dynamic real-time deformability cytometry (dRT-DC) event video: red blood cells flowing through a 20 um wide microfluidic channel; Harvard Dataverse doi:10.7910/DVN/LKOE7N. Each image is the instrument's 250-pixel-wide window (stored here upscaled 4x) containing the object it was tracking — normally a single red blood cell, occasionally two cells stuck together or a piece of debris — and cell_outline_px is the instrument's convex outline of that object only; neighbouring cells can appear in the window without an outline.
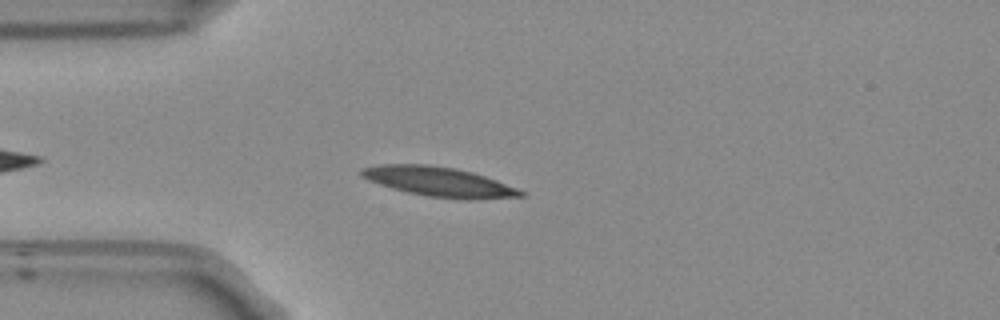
{"species": "Egyptian fruit bat (a non-hibernating species)", "species_latin": "Rousettus aegyptiacus", "temperature_condition": "room temperature", "stored_images_in_passage": 43, "camera_frame_rate_fps": 3000, "um_per_image_px": 0.085, "frame": {"image": 1, "passage_image": 6, "time_ms": 1.667, "image_size_px": [1000, 320], "cell_outline_px": [[524, 196], [468, 200], [428, 196], [408, 192], [392, 188], [368, 180], [360, 176], [360, 168], [384, 164], [428, 164], [456, 168], [472, 172], [496, 180], [516, 188], [524, 192]], "centroid_in_image_um": [37.28, 15.44], "position_along_channel_um": 47.7, "area_um2": 27.28}}
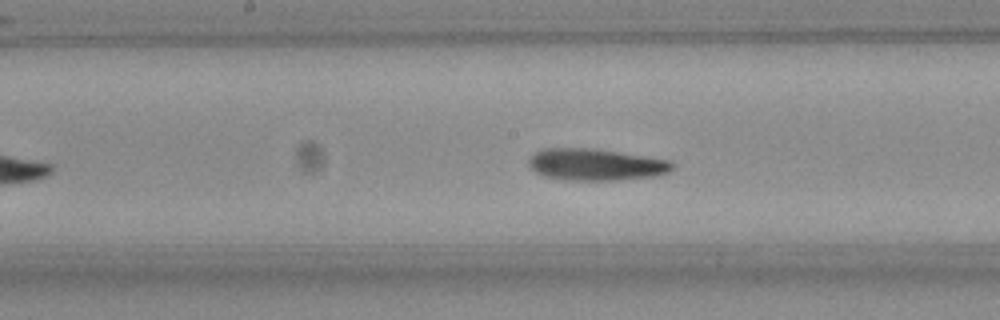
{"frame": {"image": 2, "passage_image": 19, "time_ms": 6.0, "image_size_px": [1000, 320], "cell_outline_px": [[672, 168], [668, 172], [656, 176], [616, 180], [564, 180], [544, 176], [536, 172], [528, 164], [528, 160], [536, 152], [548, 148], [584, 148], [616, 152], [668, 160], [672, 164]], "centroid_in_image_um": [50.6, 14.0], "position_along_channel_um": 197.6, "area_um2": 26.07}}
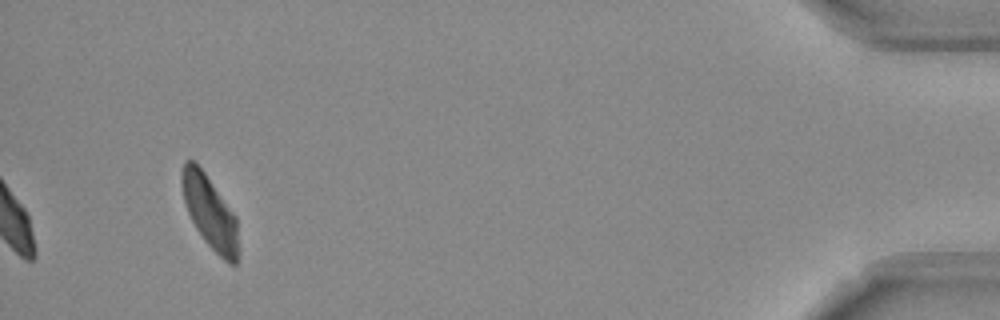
{"frame": {"image": 3, "passage_image": 43, "time_ms": 14.0, "image_size_px": [1000, 320], "cell_outline_px": [[240, 252], [236, 264], [228, 264], [204, 240], [196, 228], [188, 212], [184, 200], [180, 184], [180, 172], [184, 160], [196, 160], [236, 216], [240, 248]], "centroid_in_image_um": [17.84, 18.02], "position_along_channel_um": 417.4, "area_um2": 24.45}, "authors_computed_cell_mechanics": {"area_um2": 25.4898, "velocity_mm_per_s": 3.713, "shape_relaxation_time_tau1_ms": 3.2374, "shape_relaxation_time_tau2_ms": 4.473, "deformation_change_tau1": 0.1572, "deformation_change_tau2": 0.1329}}